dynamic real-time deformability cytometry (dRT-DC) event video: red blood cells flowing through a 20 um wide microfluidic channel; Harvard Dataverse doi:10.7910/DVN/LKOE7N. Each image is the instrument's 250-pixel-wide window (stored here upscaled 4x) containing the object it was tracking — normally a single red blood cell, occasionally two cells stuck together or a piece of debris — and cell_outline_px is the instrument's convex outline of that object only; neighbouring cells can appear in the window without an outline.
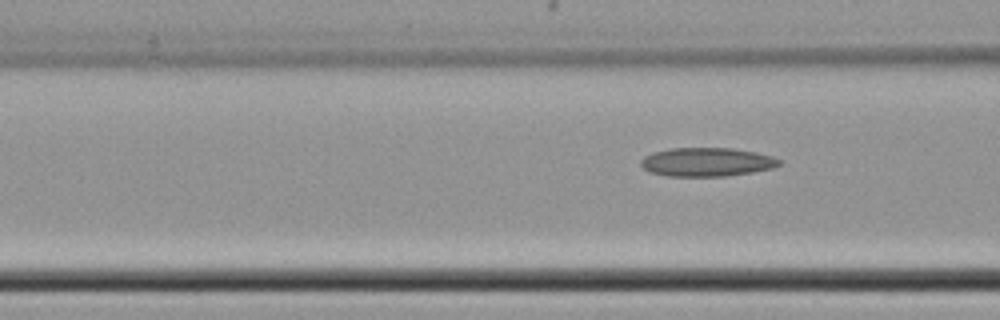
{"species": "common noctule bat (a hibernating species)", "species_latin": "Nyctalus noctula", "temperature_condition": "cold", "stored_images_in_passage": 6, "camera_frame_rate_fps": 3000, "um_per_image_px": 0.085, "animal": {"sex": "female", "body_mass_g": 22.7, "forearm_length_mm": 54.2}, "frame": {"image": 1, "passage_image": 6, "time_ms": 6.333, "image_size_px": [1000, 320], "cell_outline_px": [[784, 160], [780, 164], [772, 168], [752, 172], [724, 176], [668, 176], [652, 172], [644, 168], [640, 164], [640, 160], [644, 156], [652, 152], [668, 148], [732, 148], [756, 152], [772, 156]], "centroid_in_image_um": [60.09, 13.76], "position_along_channel_um": 106.5, "area_um2": 23.24}}